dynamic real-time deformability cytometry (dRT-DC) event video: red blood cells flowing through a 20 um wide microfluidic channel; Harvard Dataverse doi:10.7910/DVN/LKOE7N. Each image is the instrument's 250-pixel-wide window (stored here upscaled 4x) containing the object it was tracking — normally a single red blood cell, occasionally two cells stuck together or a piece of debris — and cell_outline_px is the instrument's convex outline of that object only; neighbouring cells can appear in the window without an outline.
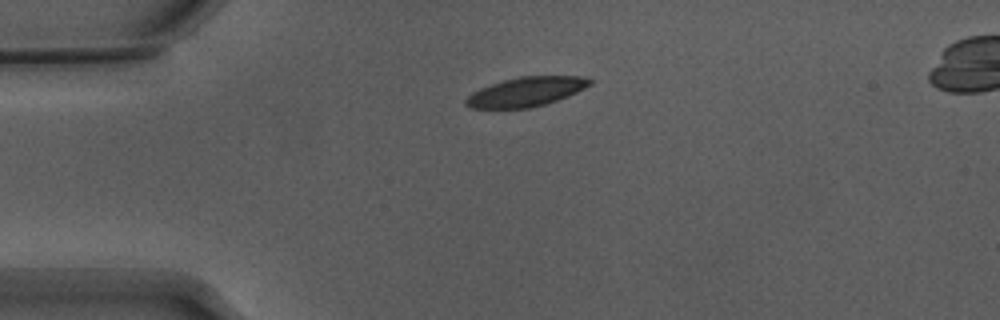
{"species": "Egyptian fruit bat (a non-hibernating species)", "species_latin": "Rousettus aegyptiacus", "temperature_condition": "warm", "stored_images_in_passage": 42, "camera_frame_rate_fps": 3000, "um_per_image_px": 0.085, "animal": {"sex": "male"}, "frame": {"image": 1, "passage_image": 1, "time_ms": 0.0, "image_size_px": [1000, 320], "cell_outline_px": [[592, 84], [568, 96], [544, 104], [528, 108], [472, 108], [464, 104], [464, 100], [472, 92], [480, 88], [504, 80], [520, 76], [588, 76], [592, 80]], "centroid_in_image_um": [44.73, 7.79], "position_along_channel_um": 40.3, "area_um2": 21.1}}
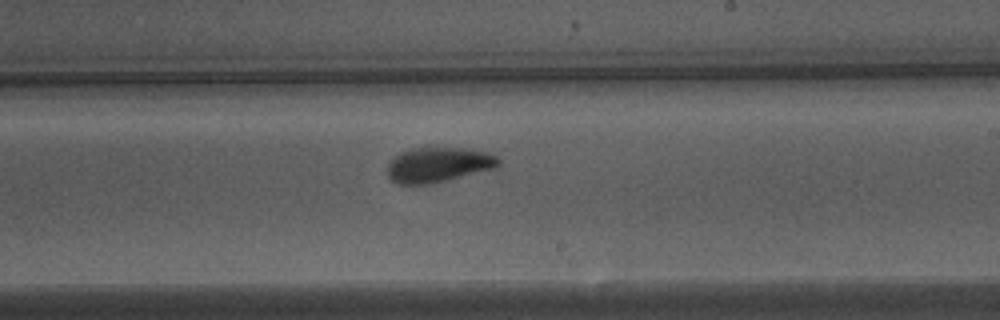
{"frame": {"image": 2, "passage_image": 20, "time_ms": 6.333, "image_size_px": [1000, 320], "cell_outline_px": [[500, 164], [496, 168], [448, 180], [428, 184], [400, 184], [392, 180], [388, 176], [388, 164], [400, 152], [424, 144], [464, 148], [488, 152], [496, 156], [500, 160]], "centroid_in_image_um": [37.27, 13.95], "position_along_channel_um": 251.7, "area_um2": 23.29}}
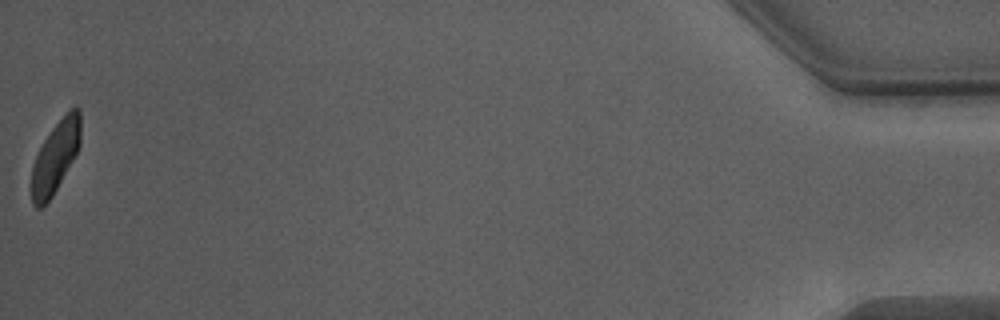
{"frame": {"image": 3, "passage_image": 42, "time_ms": 13.667, "image_size_px": [1000, 320], "cell_outline_px": [[80, 144], [72, 160], [52, 196], [40, 208], [36, 208], [32, 204], [32, 164], [44, 140], [52, 128], [76, 104], [80, 108]], "centroid_in_image_um": [4.7, 13.32], "position_along_channel_um": 430.5, "area_um2": 19.88}, "authors_computed_cell_mechanics": {"area_um2": 22.1374, "velocity_mm_per_s": 3.8189, "shape_relaxation_time_tau1_ms": 2.7835, "shape_relaxation_time_tau2_ms": 2.2499, "deformation_change_tau1": 0.1427, "deformation_change_tau2": 0.0492}}